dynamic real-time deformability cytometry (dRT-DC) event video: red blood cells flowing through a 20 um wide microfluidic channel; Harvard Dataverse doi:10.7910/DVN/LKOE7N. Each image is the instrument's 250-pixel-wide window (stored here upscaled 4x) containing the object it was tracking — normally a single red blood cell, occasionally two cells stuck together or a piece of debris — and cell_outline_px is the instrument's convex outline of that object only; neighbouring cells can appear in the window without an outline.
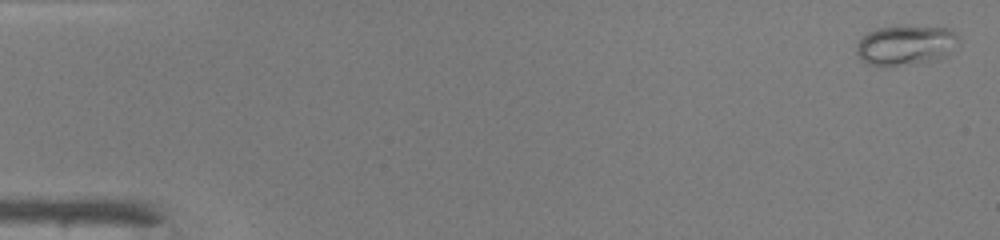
{"species": "common noctule bat (a hibernating species)", "species_latin": "Nyctalus noctula", "temperature_condition": "warm", "stored_images_in_passage": 48, "camera_frame_rate_fps": 3000, "um_per_image_px": 0.085, "animal": {"sex": "male", "body_mass_g": 19.0, "forearm_length_mm": 50.8}, "frame": {"image": 1, "passage_image": 1, "time_ms": 0.0, "image_size_px": [1000, 240], "cell_outline_px": [[960, 36], [944, 56], [940, 60], [896, 64], [868, 64], [860, 60], [856, 52], [856, 44], [868, 32], [880, 28], [948, 28]], "centroid_in_image_um": [76.94, 3.85], "position_along_channel_um": 8.1, "area_um2": 22.43}}
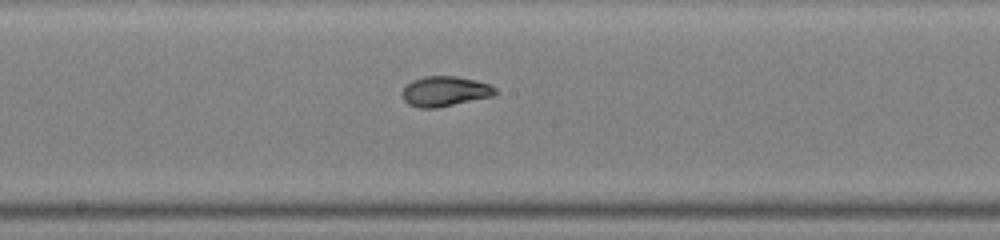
{"frame": {"image": 2, "passage_image": 26, "time_ms": 8.333, "image_size_px": [1000, 240], "cell_outline_px": [[496, 92], [492, 96], [436, 108], [420, 108], [408, 104], [404, 100], [404, 88], [412, 80], [424, 76], [456, 76], [488, 84], [496, 88]], "centroid_in_image_um": [37.8, 7.76], "position_along_channel_um": 210.4, "area_um2": 15.95}}
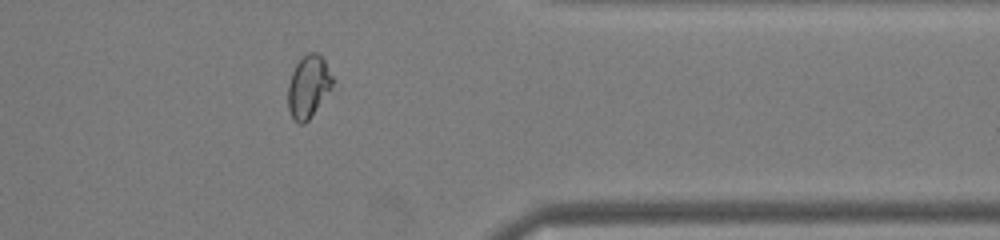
{"frame": {"image": 3, "passage_image": 39, "time_ms": 12.667, "image_size_px": [1000, 240], "cell_outline_px": [[336, 92], [304, 124], [300, 124], [292, 116], [288, 108], [288, 84], [292, 72], [296, 64], [308, 52], [316, 52], [324, 60], [332, 76]], "centroid_in_image_um": [26.3, 7.41], "position_along_channel_um": 385.1, "area_um2": 16.88}}